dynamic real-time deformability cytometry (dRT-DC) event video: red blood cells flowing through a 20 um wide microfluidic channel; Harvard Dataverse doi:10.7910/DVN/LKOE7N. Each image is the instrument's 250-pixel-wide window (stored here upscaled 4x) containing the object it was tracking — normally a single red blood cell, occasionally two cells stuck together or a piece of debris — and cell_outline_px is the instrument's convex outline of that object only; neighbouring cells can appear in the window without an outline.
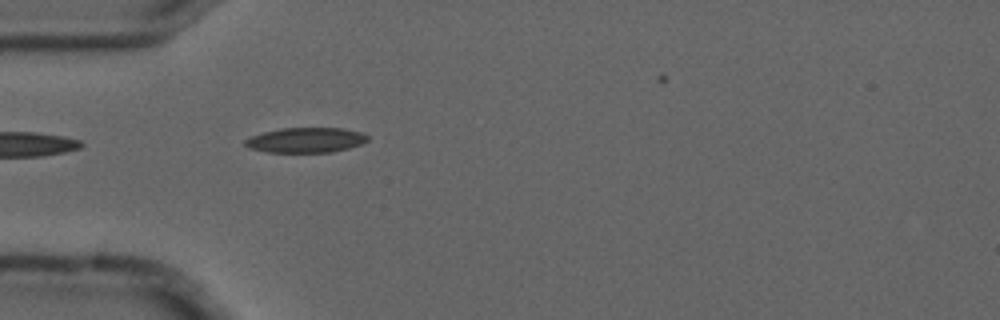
{"species": "common noctule bat (a hibernating species)", "species_latin": "Nyctalus noctula", "temperature_condition": "cold", "stored_images_in_passage": 4, "camera_frame_rate_fps": 3000, "um_per_image_px": 0.085, "animal": {"sex": "male", "forearm_length_mm": 52.5}, "frame": {"image": 1, "passage_image": 4, "time_ms": 1.0, "image_size_px": [1000, 320], "cell_outline_px": [[368, 140], [364, 144], [332, 152], [268, 152], [248, 148], [244, 144], [244, 140], [252, 136], [264, 132], [280, 128], [344, 128], [360, 132], [368, 136]], "centroid_in_image_um": [26.01, 11.91], "position_along_channel_um": 59.0, "area_um2": 17.92}}